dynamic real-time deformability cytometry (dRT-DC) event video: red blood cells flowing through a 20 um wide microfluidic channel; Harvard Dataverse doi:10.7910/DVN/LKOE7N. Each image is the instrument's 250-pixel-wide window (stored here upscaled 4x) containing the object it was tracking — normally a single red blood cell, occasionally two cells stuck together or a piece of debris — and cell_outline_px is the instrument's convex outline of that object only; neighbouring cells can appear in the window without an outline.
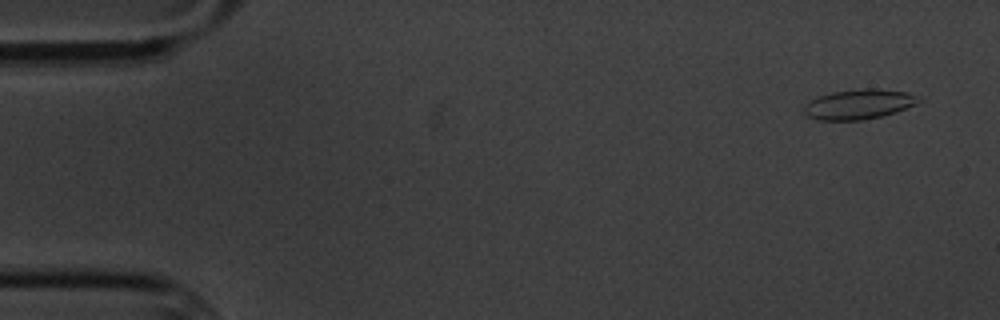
{"species": "common noctule bat (a hibernating species)", "species_latin": "Nyctalus noctula", "temperature_condition": "cold", "stored_images_in_passage": 5, "segment_of_instrument_passage": [2, 2], "camera_frame_rate_fps": 3000, "um_per_image_px": 0.085, "animal": {"sex": "male", "body_mass_g": 20.1, "forearm_length_mm": 53.5}, "frame": {"image": 1, "passage_image": 5, "time_ms": 5.667, "image_size_px": [1000, 320], "cell_outline_px": [[924, 100], [916, 104], [896, 112], [864, 120], [820, 120], [804, 116], [804, 104], [820, 96], [832, 92], [864, 88], [876, 88], [908, 92], [924, 96]], "centroid_in_image_um": [73.07, 8.85], "position_along_channel_um": 11.9, "area_um2": 20.29}}